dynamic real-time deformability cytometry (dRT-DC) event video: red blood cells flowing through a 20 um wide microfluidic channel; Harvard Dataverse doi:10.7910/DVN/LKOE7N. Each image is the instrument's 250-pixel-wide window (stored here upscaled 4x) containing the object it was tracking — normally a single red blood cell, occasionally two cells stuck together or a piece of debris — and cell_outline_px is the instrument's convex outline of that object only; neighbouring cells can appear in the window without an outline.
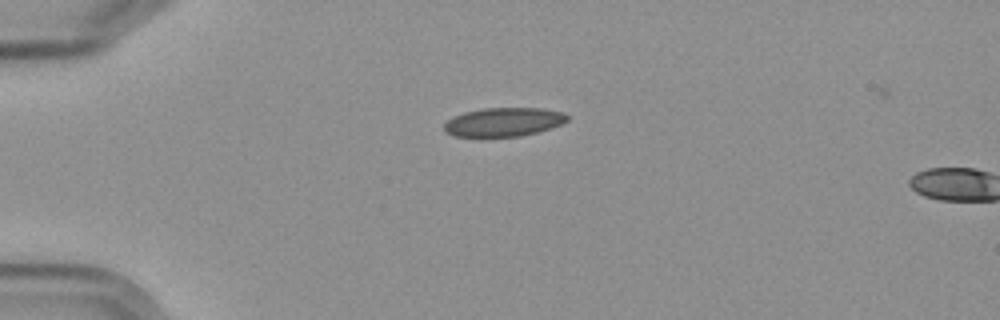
{"species": "Egyptian fruit bat (a non-hibernating species)", "species_latin": "Rousettus aegyptiacus", "temperature_condition": "cold", "stored_images_in_passage": 2, "camera_frame_rate_fps": 3000, "um_per_image_px": 0.085, "frame": {"image": 1, "passage_image": 1, "time_ms": 0.0, "image_size_px": [1000, 320], "cell_outline_px": [[568, 120], [560, 124], [536, 132], [520, 136], [456, 136], [448, 132], [444, 128], [444, 124], [448, 120], [464, 112], [484, 108], [540, 108], [564, 112], [568, 116]], "centroid_in_image_um": [42.83, 10.35], "position_along_channel_um": 42.2, "area_um2": 20.23}}